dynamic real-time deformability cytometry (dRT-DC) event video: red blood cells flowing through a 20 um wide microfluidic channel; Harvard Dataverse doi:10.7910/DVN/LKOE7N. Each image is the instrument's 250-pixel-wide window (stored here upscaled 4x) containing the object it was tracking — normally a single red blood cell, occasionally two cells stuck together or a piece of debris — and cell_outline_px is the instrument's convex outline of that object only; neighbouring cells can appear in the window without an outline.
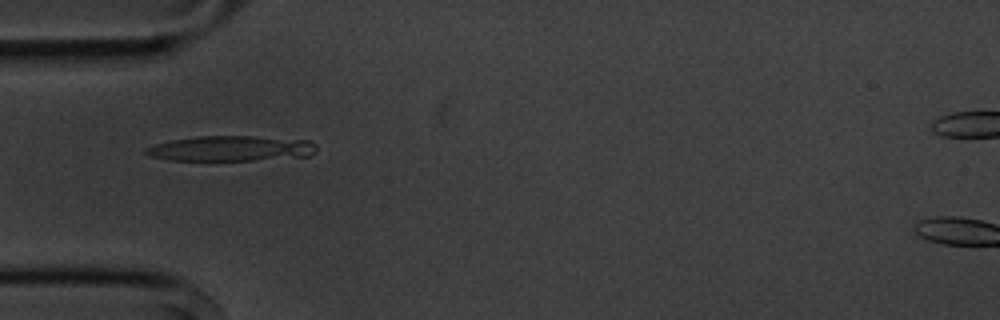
{"species": "common noctule bat (a hibernating species)", "species_latin": "Nyctalus noctula", "temperature_condition": "cold", "stored_images_in_passage": 10, "camera_frame_rate_fps": 3000, "um_per_image_px": 0.085, "animal": {"sex": "male", "body_mass_g": 20.1, "forearm_length_mm": 53.5}, "frame": {"image": 1, "passage_image": 5, "time_ms": 4.667, "image_size_px": [1000, 320], "cell_outline_px": [[316, 152], [308, 156], [252, 160], [168, 160], [148, 156], [144, 152], [144, 148], [156, 144], [172, 140], [196, 136], [252, 136], [312, 140], [316, 144]], "centroid_in_image_um": [19.63, 12.61], "position_along_channel_um": 65.4, "area_um2": 25.26}}